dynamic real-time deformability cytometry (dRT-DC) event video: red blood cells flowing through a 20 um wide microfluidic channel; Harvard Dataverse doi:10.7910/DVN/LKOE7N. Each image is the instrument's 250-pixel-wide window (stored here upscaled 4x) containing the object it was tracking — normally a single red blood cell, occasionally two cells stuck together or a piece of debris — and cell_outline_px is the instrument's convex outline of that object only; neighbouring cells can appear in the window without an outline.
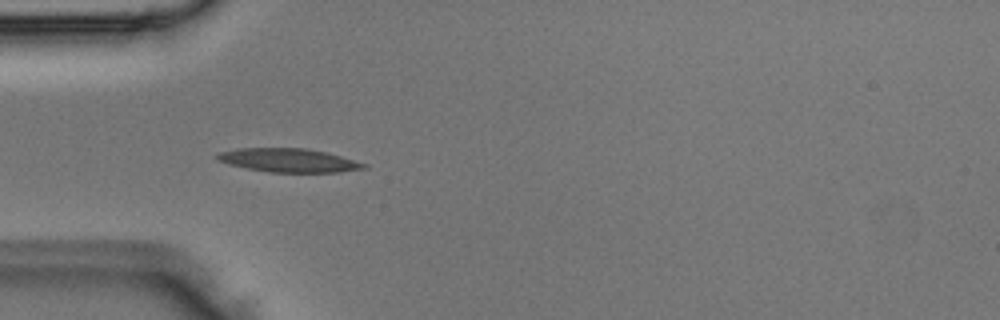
{"species": "Egyptian fruit bat (a non-hibernating species)", "species_latin": "Rousettus aegyptiacus", "temperature_condition": "room temperature", "stored_images_in_passage": 4, "camera_frame_rate_fps": 3000, "um_per_image_px": 0.085, "animal": {"sex": "male"}, "frame": {"image": 1, "passage_image": 3, "time_ms": 0.667, "image_size_px": [1000, 320], "cell_outline_px": [[368, 168], [340, 172], [268, 172], [228, 164], [216, 160], [216, 152], [236, 148], [304, 148], [324, 152], [340, 156], [368, 164]], "centroid_in_image_um": [24.5, 13.62], "position_along_channel_um": 60.5, "area_um2": 20.23}}
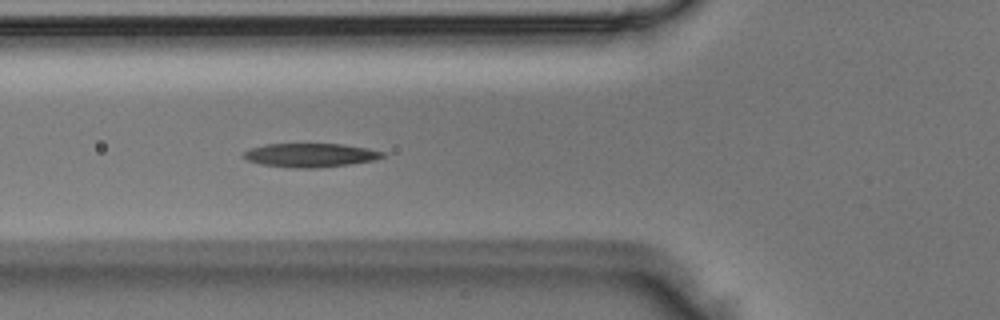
{"frame": {"image": 2, "passage_image": 4, "time_ms": 1.0, "image_size_px": [1000, 320], "cell_outline_px": [[388, 156], [376, 160], [348, 164], [312, 168], [288, 168], [260, 164], [248, 160], [240, 156], [244, 152], [252, 148], [264, 144], [340, 144], [368, 148], [384, 152]], "centroid_in_image_um": [26.39, 13.19], "position_along_channel_um": 99.4, "area_um2": 19.36}}